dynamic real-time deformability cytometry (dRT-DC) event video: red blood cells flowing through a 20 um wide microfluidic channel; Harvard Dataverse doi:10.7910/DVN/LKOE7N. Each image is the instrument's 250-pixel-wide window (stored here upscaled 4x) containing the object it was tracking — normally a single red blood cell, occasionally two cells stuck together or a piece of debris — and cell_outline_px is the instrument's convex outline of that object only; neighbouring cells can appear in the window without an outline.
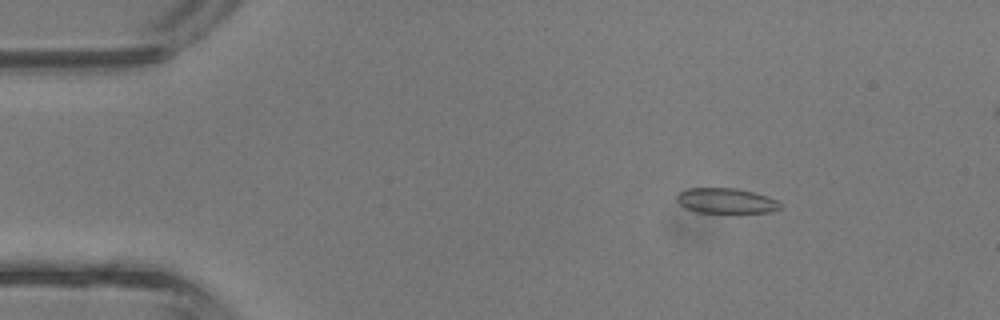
{"species": "common noctule bat (a hibernating species)", "species_latin": "Nyctalus noctula", "temperature_condition": "room temperature", "stored_images_in_passage": 5, "camera_frame_rate_fps": 3000, "um_per_image_px": 0.085, "animal": {"sex": "male", "body_mass_g": 13.3}, "frame": {"image": 1, "passage_image": 2, "time_ms": 0.333, "image_size_px": [1000, 320], "cell_outline_px": [[780, 208], [768, 212], [696, 212], [684, 208], [676, 200], [676, 196], [680, 192], [688, 188], [736, 188], [752, 192], [776, 200], [780, 204]], "centroid_in_image_um": [61.64, 17.06], "position_along_channel_um": 23.4, "area_um2": 14.91}}
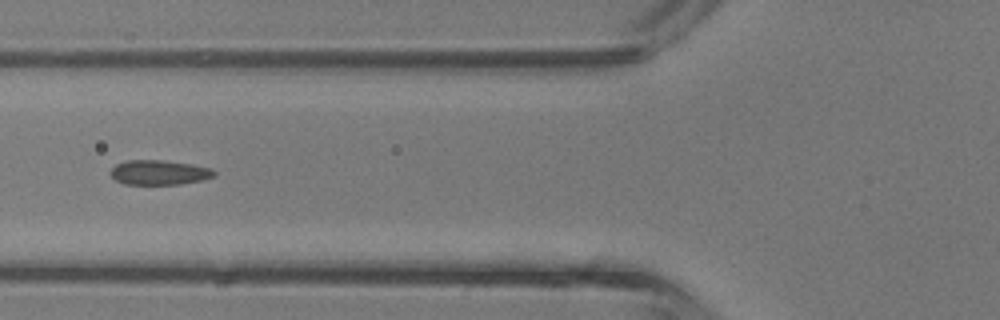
{"frame": {"image": 2, "passage_image": 5, "time_ms": 1.333, "image_size_px": [1000, 320], "cell_outline_px": [[216, 176], [204, 180], [180, 184], [124, 184], [116, 180], [108, 172], [116, 164], [128, 160], [160, 160], [192, 164], [212, 168], [216, 172]], "centroid_in_image_um": [13.56, 14.66], "position_along_channel_um": 112.2, "area_um2": 15.03}}